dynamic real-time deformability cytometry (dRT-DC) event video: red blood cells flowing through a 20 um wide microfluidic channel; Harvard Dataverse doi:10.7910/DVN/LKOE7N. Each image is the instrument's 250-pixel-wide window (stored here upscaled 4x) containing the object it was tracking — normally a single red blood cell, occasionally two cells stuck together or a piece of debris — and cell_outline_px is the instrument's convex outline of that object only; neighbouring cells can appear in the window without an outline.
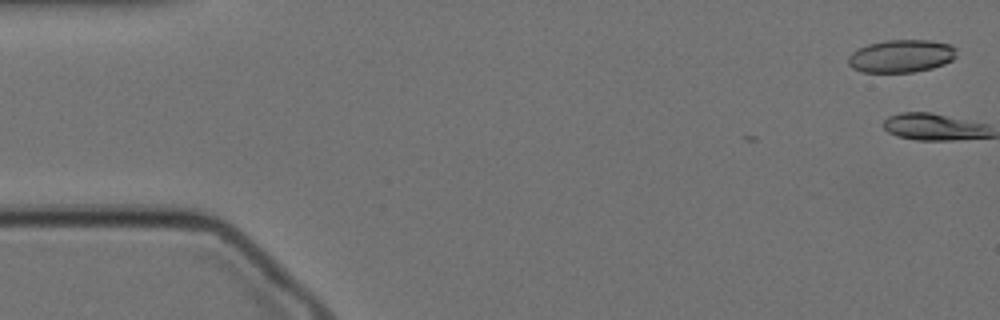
{"species": "Egyptian fruit bat (a non-hibernating species)", "species_latin": "Rousettus aegyptiacus", "temperature_condition": "cold", "stored_images_in_passage": 2, "camera_frame_rate_fps": 3000, "um_per_image_px": 0.085, "animal": {"sex": "female"}, "frame": {"image": 1, "passage_image": 2, "time_ms": 0.333, "image_size_px": [1000, 320], "cell_outline_px": [[956, 56], [952, 60], [944, 64], [932, 68], [912, 72], [864, 72], [852, 68], [848, 64], [848, 56], [852, 52], [868, 44], [884, 40], [932, 40], [948, 44], [956, 48]], "centroid_in_image_um": [76.61, 4.76], "position_along_channel_um": 8.4, "area_um2": 20.69}}